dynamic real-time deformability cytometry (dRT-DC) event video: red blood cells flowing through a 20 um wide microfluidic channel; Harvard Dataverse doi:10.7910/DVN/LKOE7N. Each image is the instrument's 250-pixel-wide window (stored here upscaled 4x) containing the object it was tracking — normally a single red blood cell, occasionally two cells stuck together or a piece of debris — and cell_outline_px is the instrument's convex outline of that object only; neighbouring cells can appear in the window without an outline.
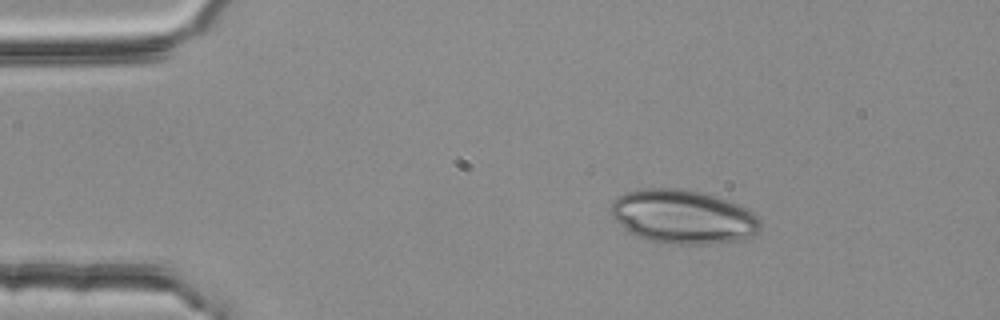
{"species": "common noctule bat (a hibernating species)", "species_latin": "Nyctalus noctula", "temperature_condition": "room temperature", "stored_images_in_passage": 2, "camera_frame_rate_fps": 3000, "um_per_image_px": 0.085, "animal": {"sex": "female", "body_mass_g": 25.1}, "frame": {"image": 1, "passage_image": 1, "time_ms": 0.0, "image_size_px": [1000, 320], "cell_outline_px": [[760, 228], [756, 232], [744, 240], [712, 244], [676, 244], [652, 240], [640, 236], [624, 228], [612, 216], [612, 204], [620, 196], [628, 192], [644, 188], [676, 188], [700, 192], [716, 196], [748, 208], [760, 220]], "centroid_in_image_um": [58.12, 18.42], "position_along_channel_um": 26.9, "area_um2": 46.36}}